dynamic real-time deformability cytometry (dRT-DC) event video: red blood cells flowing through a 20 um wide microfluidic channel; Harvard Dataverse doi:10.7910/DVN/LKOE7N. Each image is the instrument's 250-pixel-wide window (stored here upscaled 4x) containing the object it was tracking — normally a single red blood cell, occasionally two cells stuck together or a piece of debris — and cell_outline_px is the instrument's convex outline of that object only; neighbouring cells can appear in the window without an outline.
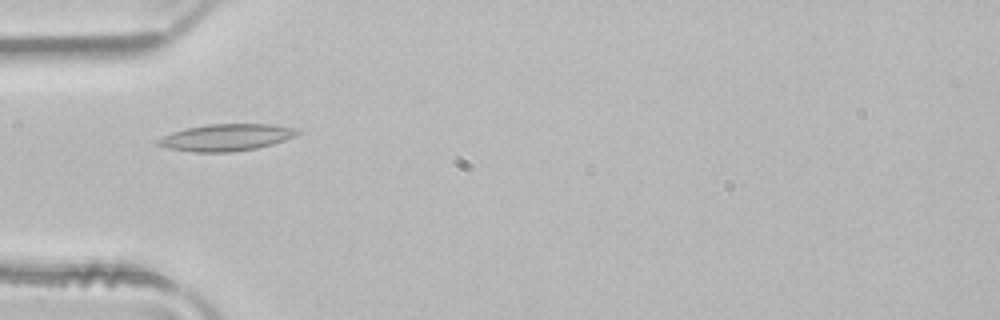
{"species": "common noctule bat (a hibernating species)", "species_latin": "Nyctalus noctula", "temperature_condition": "room temperature", "stored_images_in_passage": 3, "camera_frame_rate_fps": 3000, "um_per_image_px": 0.085, "animal": {"sex": "male", "body_mass_g": 21.5, "forearm_length_mm": 52.0}, "frame": {"image": 1, "passage_image": 1, "time_ms": 0.0, "image_size_px": [1000, 320], "cell_outline_px": [[300, 132], [296, 136], [272, 144], [256, 148], [232, 152], [196, 152], [168, 148], [156, 144], [156, 140], [172, 132], [188, 128], [208, 124], [272, 124], [300, 128]], "centroid_in_image_um": [19.28, 11.67], "position_along_channel_um": 65.7, "area_um2": 21.79}}
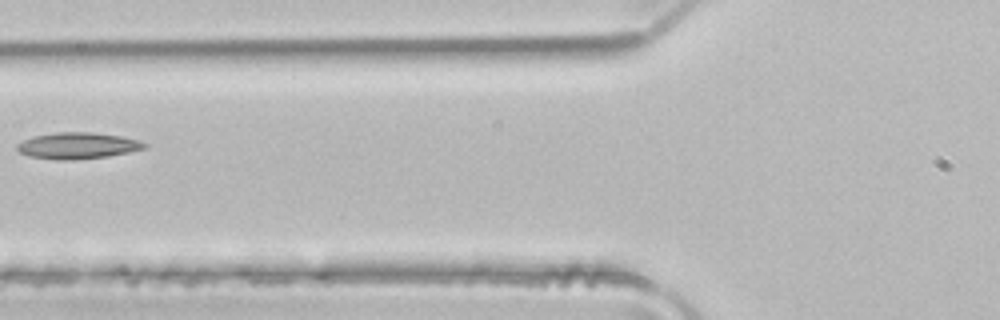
{"frame": {"image": 2, "passage_image": 2, "time_ms": 0.333, "image_size_px": [1000, 320], "cell_outline_px": [[148, 148], [108, 156], [72, 160], [56, 160], [28, 156], [20, 152], [16, 148], [16, 144], [32, 136], [56, 132], [92, 132], [120, 136], [140, 140], [148, 144]], "centroid_in_image_um": [6.6, 12.38], "position_along_channel_um": 119.2, "area_um2": 19.71}}
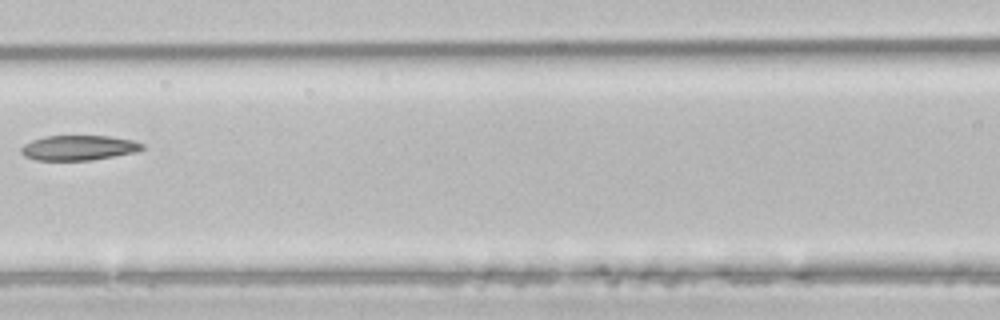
{"frame": {"image": 3, "passage_image": 3, "time_ms": 0.667, "image_size_px": [1000, 320], "cell_outline_px": [[144, 148], [136, 152], [92, 160], [36, 160], [24, 156], [20, 152], [20, 148], [24, 144], [32, 140], [44, 136], [112, 136], [132, 140], [144, 144]], "centroid_in_image_um": [6.67, 12.56], "position_along_channel_um": 159.9, "area_um2": 17.69}}